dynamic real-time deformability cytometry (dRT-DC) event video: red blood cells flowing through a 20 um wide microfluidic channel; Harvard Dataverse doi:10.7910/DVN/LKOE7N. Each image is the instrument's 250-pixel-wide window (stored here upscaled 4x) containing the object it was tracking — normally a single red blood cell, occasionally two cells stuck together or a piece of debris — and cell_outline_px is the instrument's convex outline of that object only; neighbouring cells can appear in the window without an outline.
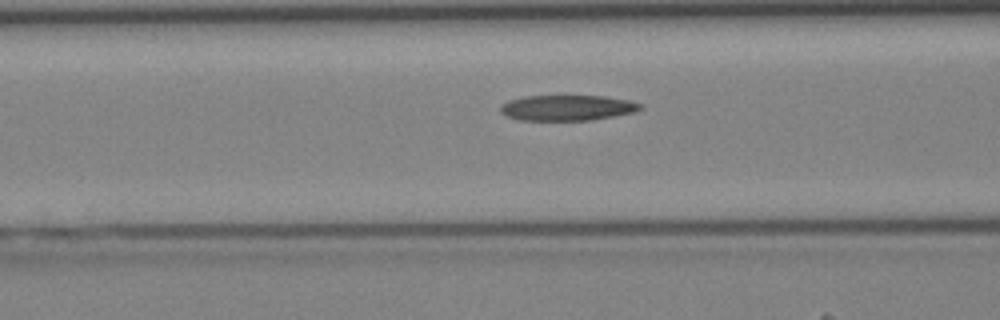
{"species": "Egyptian fruit bat (a non-hibernating species)", "species_latin": "Rousettus aegyptiacus", "temperature_condition": "cold", "stored_images_in_passage": 25, "camera_frame_rate_fps": 3000, "um_per_image_px": 0.085, "animal": {"sex": "female"}, "frame": {"image": 1, "passage_image": 8, "time_ms": 2.333, "image_size_px": [1000, 320], "cell_outline_px": [[644, 108], [636, 112], [592, 120], [520, 120], [508, 116], [500, 112], [500, 104], [508, 100], [524, 96], [604, 96], [628, 100], [644, 104]], "centroid_in_image_um": [48.25, 9.16], "position_along_channel_um": 118.4, "area_um2": 20.98}}
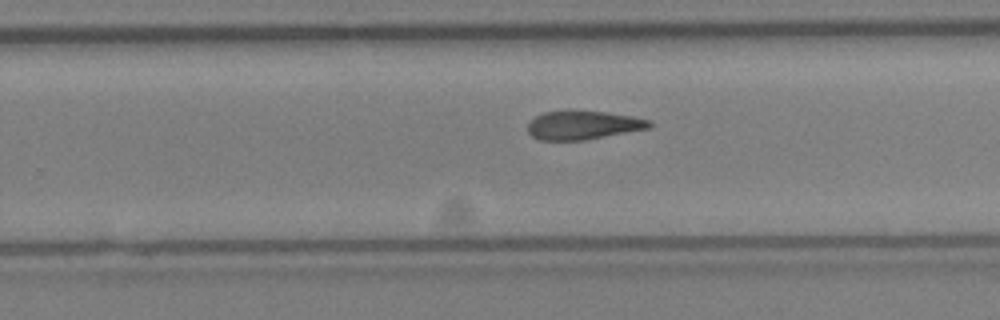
{"frame": {"image": 2, "passage_image": 18, "time_ms": 5.667, "image_size_px": [1000, 320], "cell_outline_px": [[652, 124], [648, 128], [584, 140], [540, 140], [532, 136], [528, 132], [528, 124], [536, 116], [544, 112], [608, 112], [632, 116], [648, 120]], "centroid_in_image_um": [49.54, 10.65], "position_along_channel_um": 280.3, "area_um2": 19.71}}
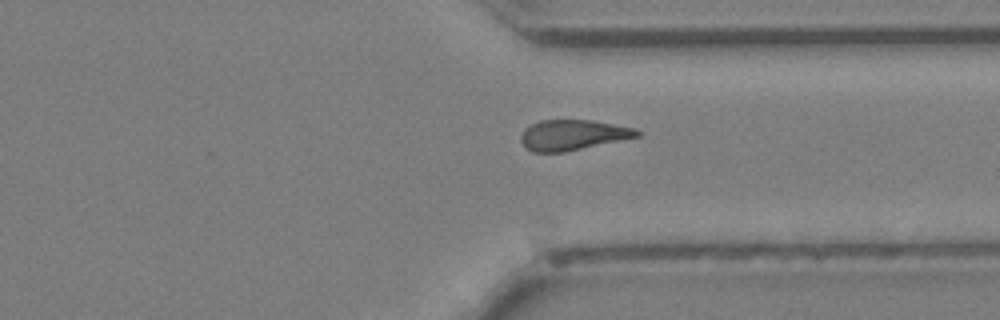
{"frame": {"image": 3, "passage_image": 23, "time_ms": 7.333, "image_size_px": [1000, 320], "cell_outline_px": [[640, 136], [564, 152], [532, 152], [524, 148], [520, 140], [520, 136], [524, 128], [540, 120], [592, 120], [636, 128], [640, 132]], "centroid_in_image_um": [48.65, 11.47], "position_along_channel_um": 362.8, "area_um2": 20.63}}